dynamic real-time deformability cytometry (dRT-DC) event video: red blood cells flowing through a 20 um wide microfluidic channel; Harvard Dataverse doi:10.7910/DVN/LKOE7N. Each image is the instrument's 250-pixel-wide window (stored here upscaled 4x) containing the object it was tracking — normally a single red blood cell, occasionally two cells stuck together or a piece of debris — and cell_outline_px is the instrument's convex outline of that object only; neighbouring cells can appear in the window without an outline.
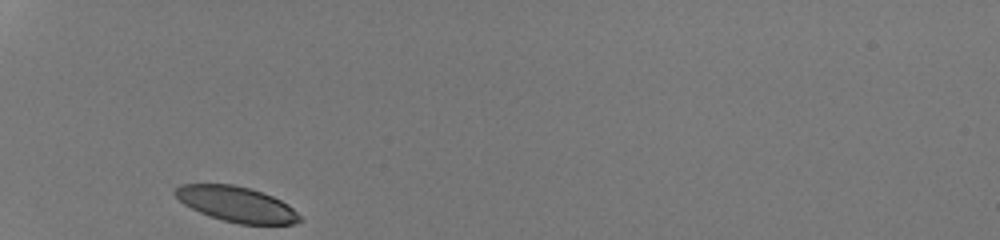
{"species": "human", "species_latin": "Homo sapiens", "temperature_condition": "room temperature", "stored_images_in_passage": 27, "camera_frame_rate_fps": 3000, "um_per_image_px": 0.085, "donor": {"sex": "male"}, "frame": {"image": 1, "passage_image": 1, "time_ms": 0.0, "image_size_px": [1000, 240], "cell_outline_px": [[304, 220], [292, 224], [240, 224], [224, 220], [200, 212], [184, 204], [172, 192], [180, 184], [232, 184], [248, 188], [272, 196], [288, 204]], "centroid_in_image_um": [20.11, 17.35], "position_along_channel_um": 64.9, "area_um2": 25.32}}
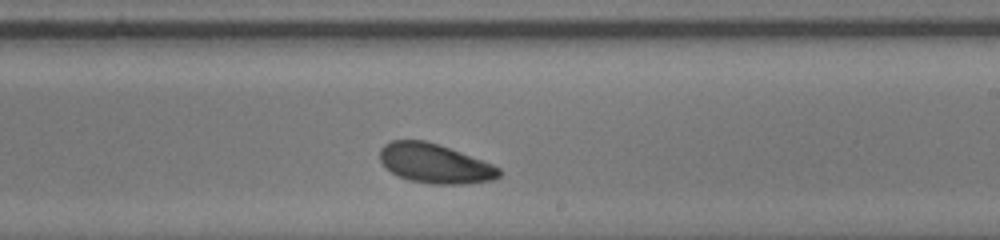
{"frame": {"image": 2, "passage_image": 16, "time_ms": 5.0, "image_size_px": [1000, 240], "cell_outline_px": [[500, 176], [492, 180], [464, 184], [432, 184], [408, 180], [392, 172], [380, 160], [380, 148], [384, 144], [392, 140], [424, 140], [460, 152], [492, 164], [500, 168]], "centroid_in_image_um": [36.95, 13.9], "position_along_channel_um": 252.0, "area_um2": 27.05}}
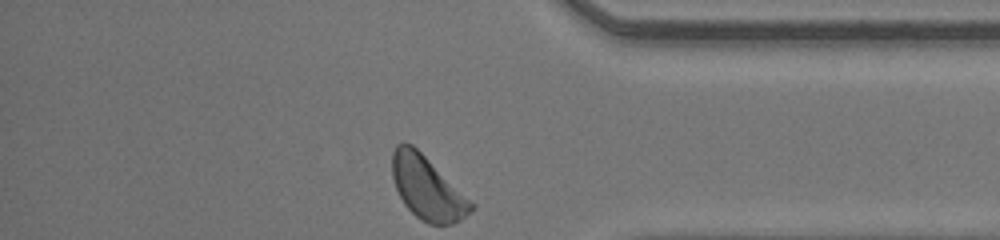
{"frame": {"image": 3, "passage_image": 27, "time_ms": 8.667, "image_size_px": [1000, 240], "cell_outline_px": [[476, 204], [460, 220], [452, 224], [428, 224], [416, 216], [404, 204], [396, 188], [392, 176], [392, 152], [396, 144], [404, 140], [412, 144]], "centroid_in_image_um": [36.3, 15.95], "position_along_channel_um": 398.9, "area_um2": 28.9}, "authors_computed_cell_mechanics": {"area_um2": 27.166, "velocity_mm_per_s": 4.1874, "shape_relaxation_time_tau1_ms": 1.1564, "shape_relaxation_time_tau2_ms": 4.3055, "deformation_change_tau1": 0.0809, "deformation_change_tau2": 0.1055}}